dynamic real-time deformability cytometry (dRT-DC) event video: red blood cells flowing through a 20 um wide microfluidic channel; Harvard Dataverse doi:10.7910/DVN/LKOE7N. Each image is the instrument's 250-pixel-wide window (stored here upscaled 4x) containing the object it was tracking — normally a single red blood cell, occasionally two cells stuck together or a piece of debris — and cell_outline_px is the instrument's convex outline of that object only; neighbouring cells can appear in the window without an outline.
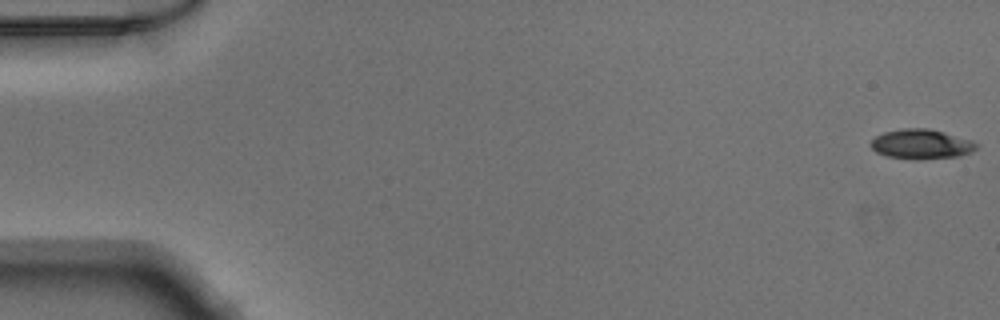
{"species": "Egyptian fruit bat (a non-hibernating species)", "species_latin": "Rousettus aegyptiacus", "temperature_condition": "warm", "stored_images_in_passage": 51, "camera_frame_rate_fps": 3000, "um_per_image_px": 0.085, "animal": {"sex": "male"}, "frame": {"image": 1, "passage_image": 1, "time_ms": 0.0, "image_size_px": [1000, 320], "cell_outline_px": [[980, 144], [972, 152], [960, 156], [920, 160], [916, 160], [888, 156], [876, 152], [868, 144], [876, 136], [884, 132], [900, 128], [928, 128], [944, 132], [972, 140]], "centroid_in_image_um": [78.32, 12.25], "position_along_channel_um": 6.7, "area_um2": 18.55}}
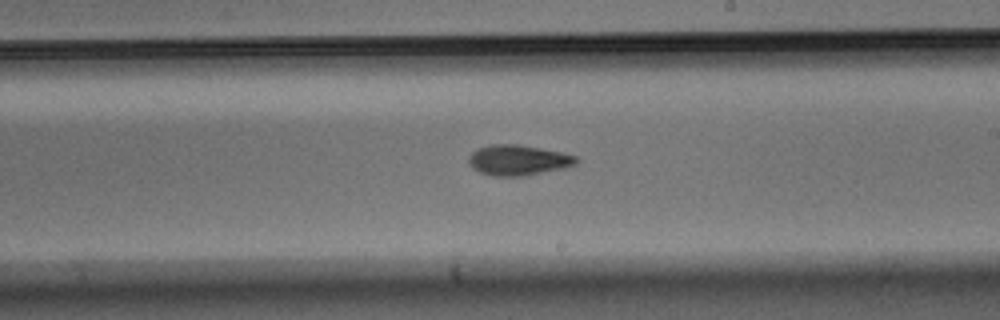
{"frame": {"image": 2, "passage_image": 30, "time_ms": 9.667, "image_size_px": [1000, 320], "cell_outline_px": [[580, 160], [576, 164], [564, 168], [528, 176], [492, 176], [480, 172], [472, 168], [468, 164], [468, 160], [472, 152], [480, 148], [492, 144], [516, 144], [564, 152], [576, 156]], "centroid_in_image_um": [44.08, 13.62], "position_along_channel_um": 244.9, "area_um2": 19.25}}
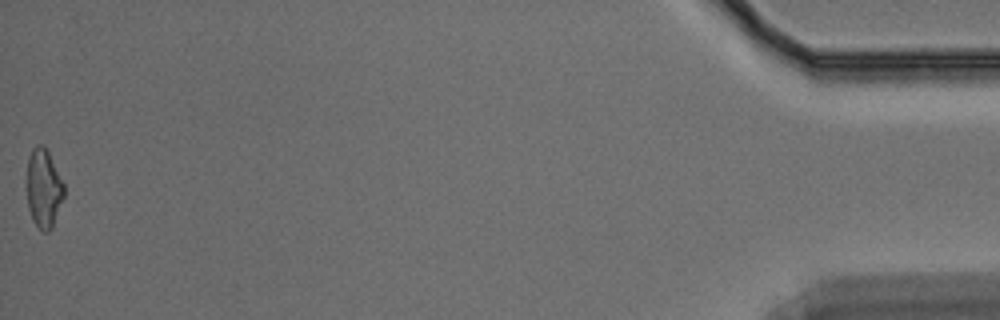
{"frame": {"image": 3, "passage_image": 51, "time_ms": 16.667, "image_size_px": [1000, 320], "cell_outline_px": [[64, 196], [52, 228], [48, 232], [44, 232], [32, 220], [28, 208], [28, 156], [32, 148], [36, 144], [44, 144], [64, 184]], "centroid_in_image_um": [3.72, 16.0], "position_along_channel_um": 431.5, "area_um2": 16.88}}